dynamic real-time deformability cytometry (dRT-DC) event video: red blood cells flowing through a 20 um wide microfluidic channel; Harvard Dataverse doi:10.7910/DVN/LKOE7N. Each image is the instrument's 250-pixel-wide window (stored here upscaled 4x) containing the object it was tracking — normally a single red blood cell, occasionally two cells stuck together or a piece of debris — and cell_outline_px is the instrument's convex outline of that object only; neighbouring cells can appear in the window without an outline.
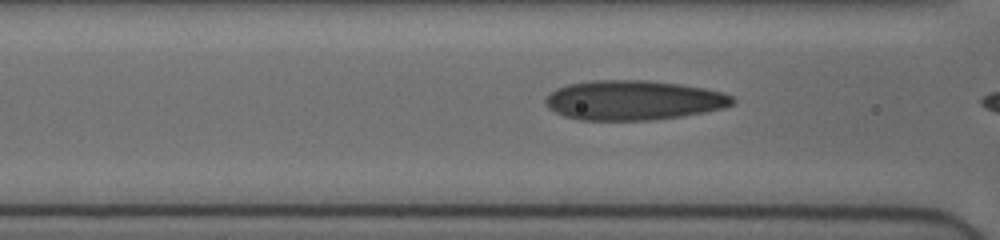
{"species": "human", "species_latin": "Homo sapiens", "temperature_condition": "cold", "stored_images_in_passage": 33, "camera_frame_rate_fps": 3000, "um_per_image_px": 0.085, "donor": {"sex": "female"}, "frame": {"image": 1, "passage_image": 12, "time_ms": 3.667, "image_size_px": [1000, 240], "cell_outline_px": [[736, 100], [732, 104], [724, 108], [704, 112], [680, 116], [652, 120], [580, 120], [564, 116], [548, 108], [544, 100], [556, 88], [568, 84], [592, 80], [648, 80], [680, 84], [704, 88], [724, 92], [732, 96]], "centroid_in_image_um": [53.85, 8.51], "position_along_channel_um": 112.8, "area_um2": 43.29}}
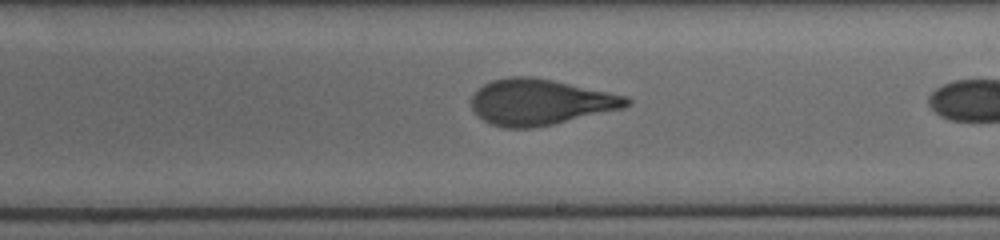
{"frame": {"image": 2, "passage_image": 22, "time_ms": 7.0, "image_size_px": [1000, 240], "cell_outline_px": [[632, 100], [624, 108], [552, 124], [532, 128], [504, 128], [492, 124], [484, 120], [472, 108], [472, 96], [484, 84], [492, 80], [508, 76], [532, 76], [552, 80], [628, 96]], "centroid_in_image_um": [45.92, 8.67], "position_along_channel_um": 243.1, "area_um2": 41.15}}
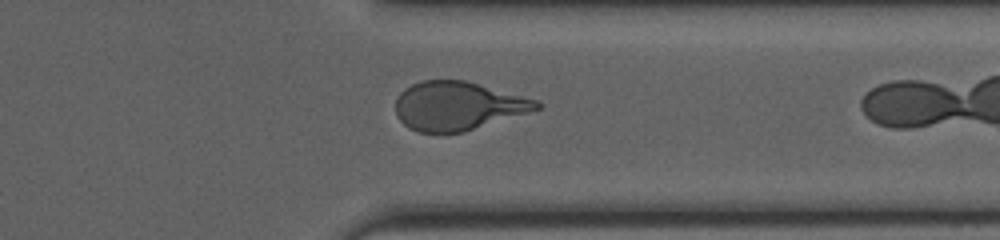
{"frame": {"image": 3, "passage_image": 32, "time_ms": 10.333, "image_size_px": [1000, 240], "cell_outline_px": [[540, 108], [464, 132], [420, 132], [408, 128], [396, 116], [396, 96], [404, 88], [412, 84], [424, 80], [464, 80], [536, 100], [540, 104]], "centroid_in_image_um": [38.84, 9.0], "position_along_channel_um": 372.6, "area_um2": 39.42}}